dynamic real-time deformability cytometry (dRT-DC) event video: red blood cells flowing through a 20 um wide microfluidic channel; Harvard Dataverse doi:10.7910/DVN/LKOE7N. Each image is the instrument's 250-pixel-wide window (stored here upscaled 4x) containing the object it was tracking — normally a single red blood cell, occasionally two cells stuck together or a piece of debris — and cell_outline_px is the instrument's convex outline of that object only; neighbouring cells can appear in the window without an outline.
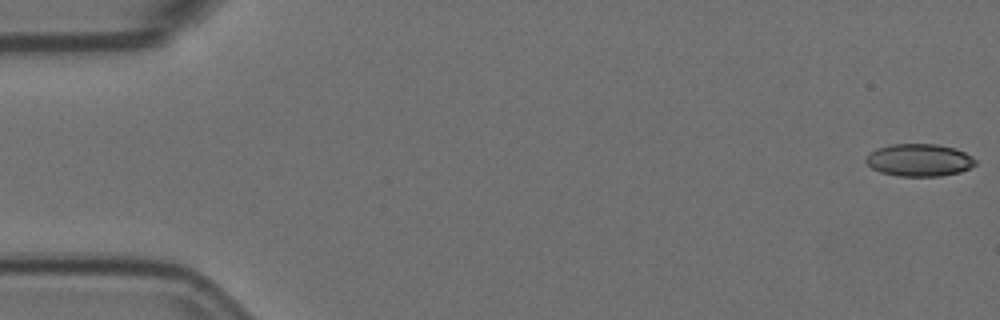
{"species": "Egyptian fruit bat (a non-hibernating species)", "species_latin": "Rousettus aegyptiacus", "temperature_condition": "room temperature", "stored_images_in_passage": 9, "camera_frame_rate_fps": 3000, "um_per_image_px": 0.085, "animal": {"sex": "female"}, "frame": {"image": 1, "passage_image": 1, "time_ms": 0.0, "image_size_px": [1000, 320], "cell_outline_px": [[976, 164], [960, 172], [940, 176], [896, 176], [880, 172], [872, 168], [864, 160], [864, 156], [876, 148], [892, 144], [936, 144], [956, 148], [964, 152], [976, 160]], "centroid_in_image_um": [78.09, 13.6], "position_along_channel_um": 6.9, "area_um2": 20.81}}
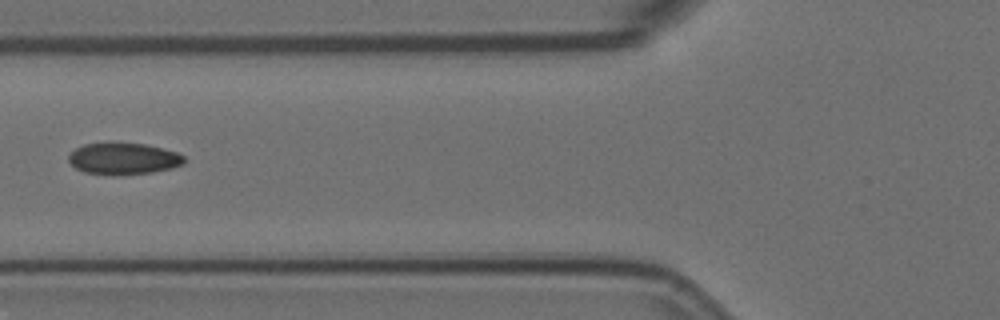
{"frame": {"image": 2, "passage_image": 7, "time_ms": 2.0, "image_size_px": [1000, 320], "cell_outline_px": [[184, 164], [172, 168], [152, 172], [120, 176], [84, 172], [76, 168], [68, 160], [68, 156], [76, 148], [84, 144], [144, 144], [176, 152], [184, 156]], "centroid_in_image_um": [10.5, 13.52], "position_along_channel_um": 115.3, "area_um2": 20.98}}
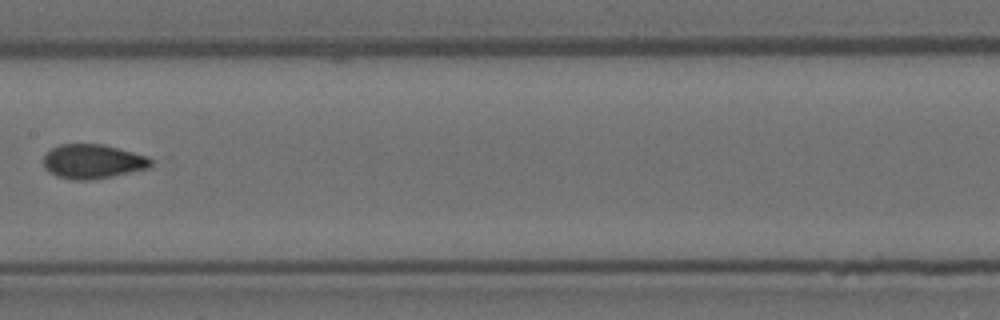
{"frame": {"image": 3, "passage_image": 9, "time_ms": 2.667, "image_size_px": [1000, 320], "cell_outline_px": [[152, 164], [148, 168], [112, 176], [88, 180], [72, 180], [56, 176], [48, 172], [44, 168], [44, 156], [52, 148], [60, 144], [104, 144], [148, 156], [152, 160]], "centroid_in_image_um": [7.87, 13.72], "position_along_channel_um": 199.5, "area_um2": 21.5}}